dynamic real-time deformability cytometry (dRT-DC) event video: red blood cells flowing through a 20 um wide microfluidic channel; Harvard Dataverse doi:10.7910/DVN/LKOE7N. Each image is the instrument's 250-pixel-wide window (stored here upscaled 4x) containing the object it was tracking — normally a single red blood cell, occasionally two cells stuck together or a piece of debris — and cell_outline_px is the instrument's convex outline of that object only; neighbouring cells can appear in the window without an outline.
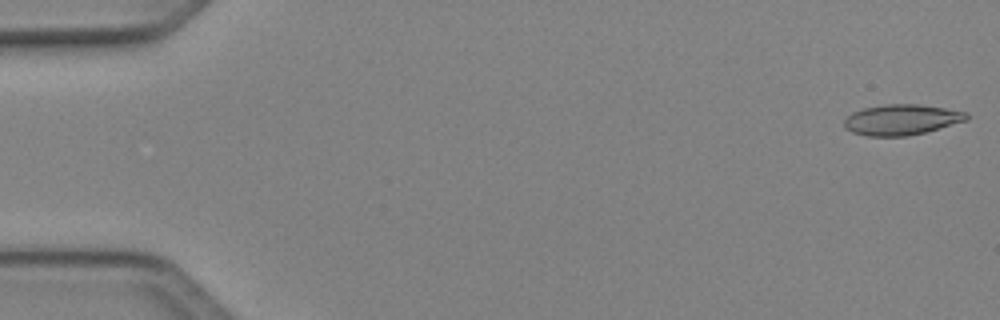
{"species": "Egyptian fruit bat (a non-hibernating species)", "species_latin": "Rousettus aegyptiacus", "temperature_condition": "cold", "stored_images_in_passage": 16, "camera_frame_rate_fps": 3000, "um_per_image_px": 0.085, "animal": {"sex": "female"}, "frame": {"image": 1, "passage_image": 1, "time_ms": 0.0, "image_size_px": [1000, 320], "cell_outline_px": [[968, 120], [924, 132], [908, 136], [868, 136], [852, 132], [844, 128], [844, 120], [852, 112], [864, 108], [884, 104], [916, 104], [944, 108], [968, 112]], "centroid_in_image_um": [76.61, 10.17], "position_along_channel_um": 8.4, "area_um2": 21.73}}
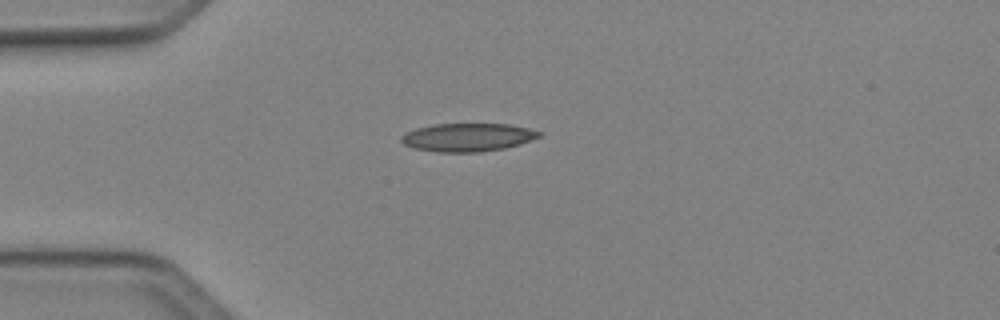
{"frame": {"image": 2, "passage_image": 13, "time_ms": 4.0, "image_size_px": [1000, 320], "cell_outline_px": [[544, 132], [540, 136], [520, 144], [504, 148], [480, 152], [440, 152], [412, 148], [404, 144], [400, 140], [400, 136], [416, 128], [432, 124], [508, 124], [528, 128]], "centroid_in_image_um": [39.75, 11.67], "position_along_channel_um": 45.3, "area_um2": 22.66}}